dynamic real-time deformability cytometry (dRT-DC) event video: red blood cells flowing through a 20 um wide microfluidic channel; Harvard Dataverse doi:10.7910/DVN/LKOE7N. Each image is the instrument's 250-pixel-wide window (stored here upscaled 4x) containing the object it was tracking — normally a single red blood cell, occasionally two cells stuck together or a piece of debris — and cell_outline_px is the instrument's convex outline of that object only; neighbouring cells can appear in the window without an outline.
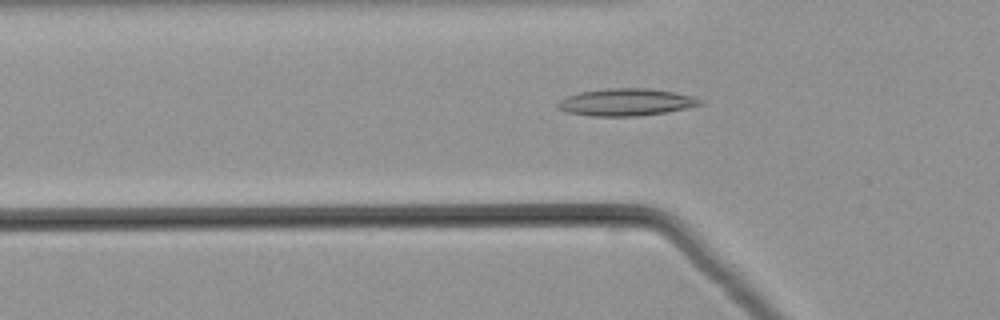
{"species": "common noctule bat (a hibernating species)", "species_latin": "Nyctalus noctula", "temperature_condition": "warm", "stored_images_in_passage": 38, "camera_frame_rate_fps": 3000, "um_per_image_px": 0.085, "animal": {"sex": "male", "body_mass_g": 21.5, "forearm_length_mm": 52.0}, "frame": {"image": 1, "passage_image": 8, "time_ms": 2.333, "image_size_px": [1000, 320], "cell_outline_px": [[704, 104], [668, 112], [636, 116], [592, 116], [568, 112], [556, 108], [556, 104], [560, 100], [568, 96], [580, 92], [608, 88], [648, 88], [672, 92], [692, 96], [704, 100]], "centroid_in_image_um": [53.23, 8.69], "position_along_channel_um": 72.6, "area_um2": 22.54}}
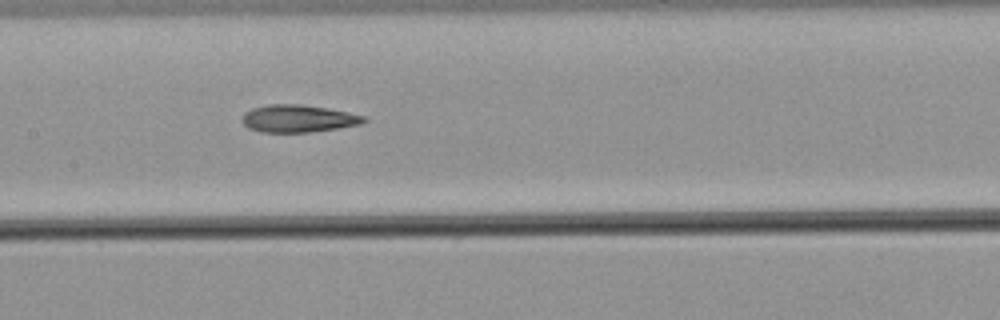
{"frame": {"image": 2, "passage_image": 16, "time_ms": 5.0, "image_size_px": [1000, 320], "cell_outline_px": [[368, 120], [360, 124], [336, 128], [308, 132], [260, 132], [248, 128], [240, 120], [244, 112], [252, 108], [268, 104], [300, 104], [324, 108], [368, 116]], "centroid_in_image_um": [25.3, 10.07], "position_along_channel_um": 182.1, "area_um2": 19.42}}
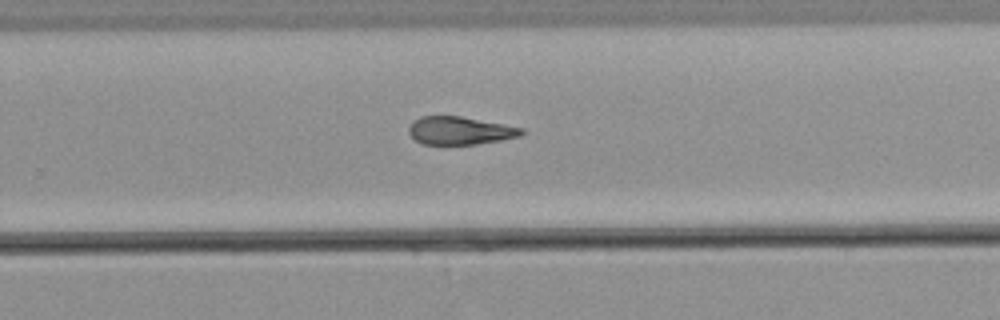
{"frame": {"image": 3, "passage_image": 24, "time_ms": 7.667, "image_size_px": [1000, 320], "cell_outline_px": [[524, 132], [520, 136], [500, 140], [476, 144], [424, 144], [416, 140], [408, 132], [408, 128], [412, 120], [420, 116], [460, 116], [524, 128]], "centroid_in_image_um": [39.07, 11.09], "position_along_channel_um": 290.7, "area_um2": 18.26}}